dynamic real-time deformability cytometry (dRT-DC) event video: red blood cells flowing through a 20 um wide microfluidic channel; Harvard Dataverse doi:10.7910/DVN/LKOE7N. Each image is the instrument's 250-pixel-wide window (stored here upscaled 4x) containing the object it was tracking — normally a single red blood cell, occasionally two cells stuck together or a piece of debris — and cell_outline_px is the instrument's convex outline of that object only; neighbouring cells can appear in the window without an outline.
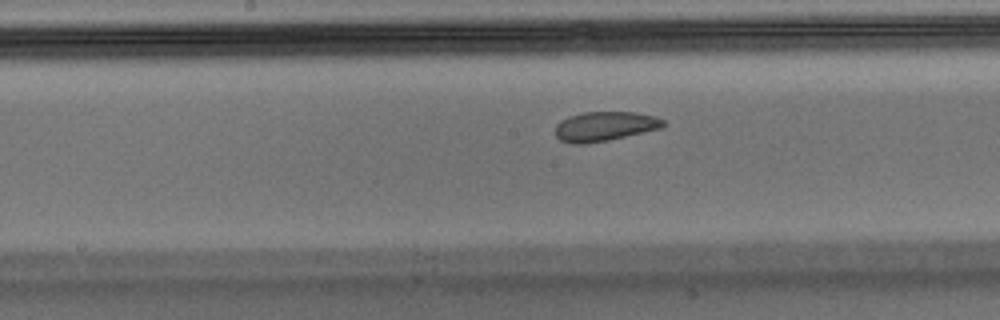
{"species": "Egyptian fruit bat (a non-hibernating species)", "species_latin": "Rousettus aegyptiacus", "temperature_condition": "warm", "stored_images_in_passage": 42, "segment_of_instrument_passage": [1, 2], "camera_frame_rate_fps": 3000, "um_per_image_px": 0.085, "animal": {"sex": "male"}, "frame": {"image": 1, "passage_image": 19, "time_ms": 6.0, "image_size_px": [1000, 320], "cell_outline_px": [[664, 124], [660, 128], [608, 140], [584, 144], [572, 144], [560, 140], [556, 136], [556, 124], [560, 120], [568, 116], [584, 112], [636, 112], [656, 116], [664, 120]], "centroid_in_image_um": [51.37, 10.73], "position_along_channel_um": 196.8, "area_um2": 18.5}}